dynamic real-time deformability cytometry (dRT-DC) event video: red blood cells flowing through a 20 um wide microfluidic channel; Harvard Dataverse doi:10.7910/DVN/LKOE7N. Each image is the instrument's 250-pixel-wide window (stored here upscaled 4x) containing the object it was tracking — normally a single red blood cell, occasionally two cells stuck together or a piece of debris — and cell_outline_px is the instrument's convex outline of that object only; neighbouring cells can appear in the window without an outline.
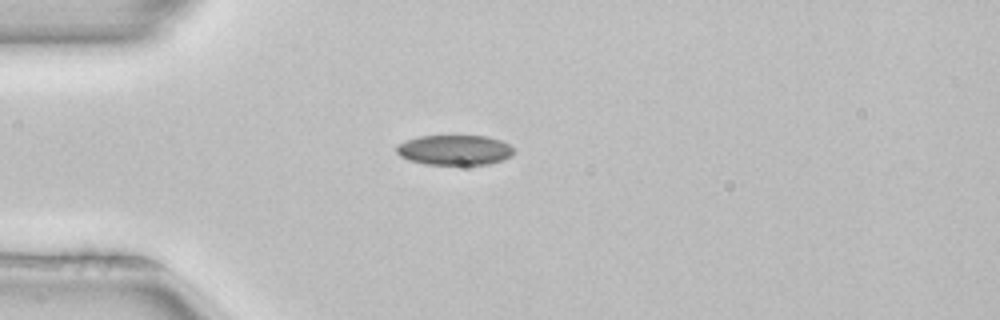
{"species": "common noctule bat (a hibernating species)", "species_latin": "Nyctalus noctula", "temperature_condition": "room temperature", "stored_images_in_passage": 4, "camera_frame_rate_fps": 3000, "um_per_image_px": 0.085, "animal": {"sex": "female", "body_mass_g": 22.7, "forearm_length_mm": 54.2}, "frame": {"image": 1, "passage_image": 4, "time_ms": 1.0, "image_size_px": [1000, 320], "cell_outline_px": [[516, 152], [512, 156], [488, 164], [424, 164], [408, 160], [400, 156], [396, 152], [396, 144], [420, 136], [488, 136], [500, 140], [508, 144]], "centroid_in_image_um": [38.63, 12.75], "position_along_channel_um": 46.4, "area_um2": 20.52}}